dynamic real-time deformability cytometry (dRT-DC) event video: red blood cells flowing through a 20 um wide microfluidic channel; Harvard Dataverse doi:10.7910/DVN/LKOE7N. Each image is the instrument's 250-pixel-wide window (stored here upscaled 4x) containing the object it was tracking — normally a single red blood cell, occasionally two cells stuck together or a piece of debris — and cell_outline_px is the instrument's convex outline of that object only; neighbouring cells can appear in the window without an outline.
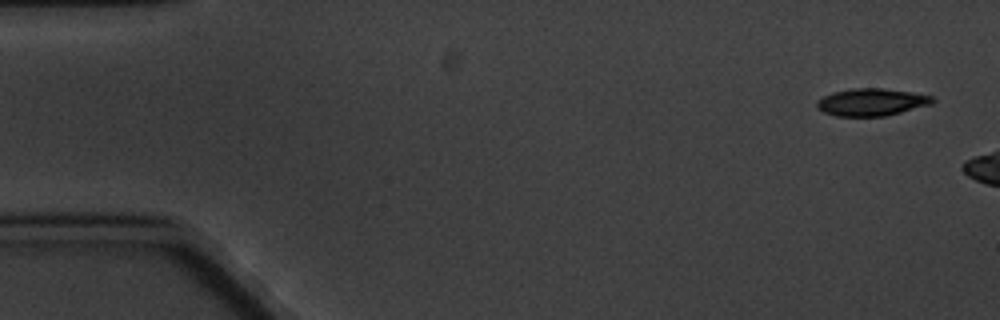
{"species": "common noctule bat (a hibernating species)", "species_latin": "Nyctalus noctula", "temperature_condition": "cold", "stored_images_in_passage": 3, "camera_frame_rate_fps": 3000, "um_per_image_px": 0.085, "animal": {"sex": "male", "body_mass_g": 20.1, "forearm_length_mm": 53.5}, "frame": {"image": 1, "passage_image": 1, "time_ms": 0.0, "image_size_px": [1000, 320], "cell_outline_px": [[936, 100], [932, 104], [884, 116], [836, 116], [824, 112], [816, 108], [816, 100], [832, 92], [852, 88], [884, 88], [912, 92], [932, 96]], "centroid_in_image_um": [74.06, 8.67], "position_along_channel_um": 10.9, "area_um2": 18.5}}